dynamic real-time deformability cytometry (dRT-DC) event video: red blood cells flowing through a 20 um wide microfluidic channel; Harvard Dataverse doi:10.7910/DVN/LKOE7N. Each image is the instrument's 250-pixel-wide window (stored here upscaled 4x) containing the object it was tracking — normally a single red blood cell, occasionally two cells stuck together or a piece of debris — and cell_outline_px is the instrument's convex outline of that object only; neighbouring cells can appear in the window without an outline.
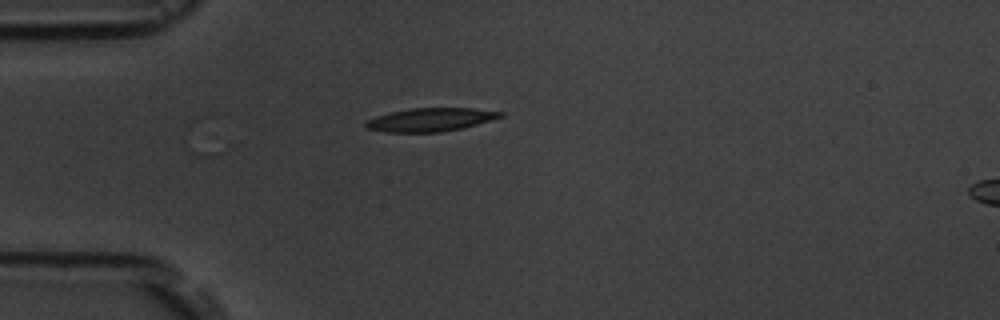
{"species": "common noctule bat (a hibernating species)", "species_latin": "Nyctalus noctula", "temperature_condition": "room temperature", "stored_images_in_passage": 4, "camera_frame_rate_fps": 3000, "um_per_image_px": 0.085, "animal": {"sex": "male", "body_mass_g": 19.5, "forearm_length_mm": 54.6}, "frame": {"image": 1, "passage_image": 3, "time_ms": 3.333, "image_size_px": [1000, 320], "cell_outline_px": [[504, 116], [492, 120], [460, 128], [440, 132], [384, 132], [368, 128], [364, 124], [368, 120], [376, 116], [392, 112], [412, 108], [472, 108], [504, 112]], "centroid_in_image_um": [36.61, 10.17], "position_along_channel_um": 48.4, "area_um2": 18.09}}